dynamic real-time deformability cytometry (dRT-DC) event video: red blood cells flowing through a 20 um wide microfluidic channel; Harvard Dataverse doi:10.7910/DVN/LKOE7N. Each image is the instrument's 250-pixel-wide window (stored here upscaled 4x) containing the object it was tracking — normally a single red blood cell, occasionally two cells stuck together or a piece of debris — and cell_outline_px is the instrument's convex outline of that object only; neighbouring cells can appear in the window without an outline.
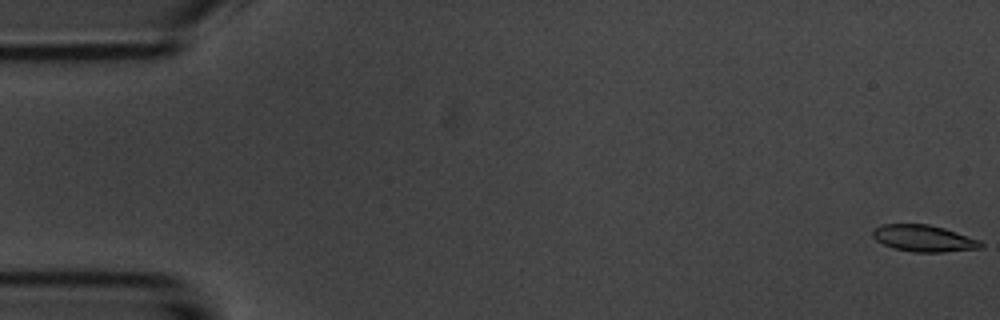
{"species": "common noctule bat (a hibernating species)", "species_latin": "Nyctalus noctula", "temperature_condition": "room temperature", "stored_images_in_passage": 56, "camera_frame_rate_fps": 3000, "um_per_image_px": 0.085, "animal": {"sex": "male", "body_mass_g": 20.1, "forearm_length_mm": 53.5}, "frame": {"image": 1, "passage_image": 1, "time_ms": 0.0, "image_size_px": [1000, 320], "cell_outline_px": [[984, 248], [944, 252], [916, 252], [896, 248], [884, 244], [876, 240], [872, 236], [872, 232], [880, 224], [928, 224], [944, 228], [980, 240], [984, 244]], "centroid_in_image_um": [78.56, 20.26], "position_along_channel_um": 6.4, "area_um2": 16.7}}
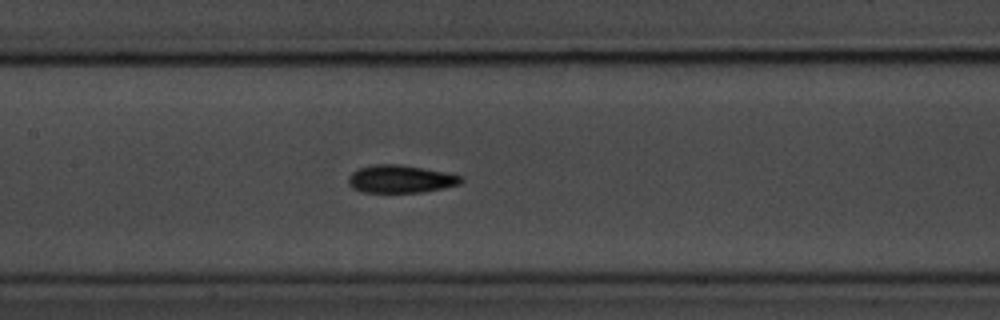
{"frame": {"image": 2, "passage_image": 26, "time_ms": 8.333, "image_size_px": [1000, 320], "cell_outline_px": [[464, 180], [460, 184], [424, 192], [360, 192], [352, 188], [348, 184], [348, 176], [356, 168], [372, 164], [400, 164], [448, 172], [464, 176]], "centroid_in_image_um": [34.04, 15.2], "position_along_channel_um": 173.4, "area_um2": 18.61}}
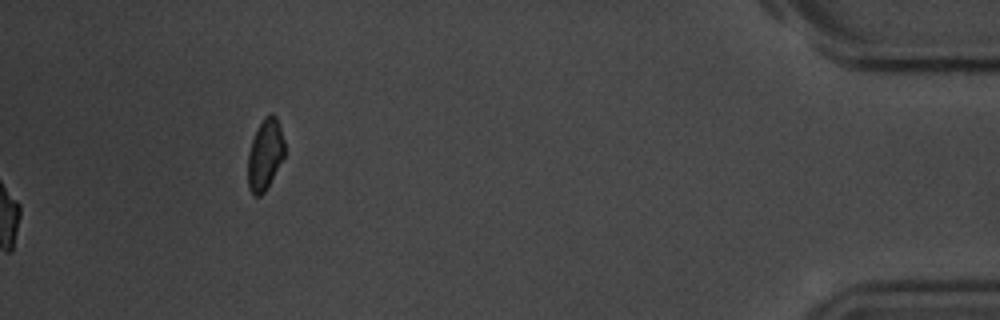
{"frame": {"image": 3, "passage_image": 56, "time_ms": 18.333, "image_size_px": [1000, 320], "cell_outline_px": [[284, 156], [264, 192], [260, 196], [252, 196], [248, 188], [248, 152], [252, 140], [264, 116], [268, 112], [272, 112], [276, 116], [284, 140]], "centroid_in_image_um": [22.51, 13.13], "position_along_channel_um": 412.7, "area_um2": 15.09}, "authors_computed_cell_mechanics": {"area_um2": 17.3111, "velocity_mm_per_s": 3.6962, "shape_relaxation_time_tau1_ms": 2.6928, "shape_relaxation_time_tau2_ms": 3.6648, "deformation_change_tau1": 0.1112, "deformation_change_tau2": 0.0738}}